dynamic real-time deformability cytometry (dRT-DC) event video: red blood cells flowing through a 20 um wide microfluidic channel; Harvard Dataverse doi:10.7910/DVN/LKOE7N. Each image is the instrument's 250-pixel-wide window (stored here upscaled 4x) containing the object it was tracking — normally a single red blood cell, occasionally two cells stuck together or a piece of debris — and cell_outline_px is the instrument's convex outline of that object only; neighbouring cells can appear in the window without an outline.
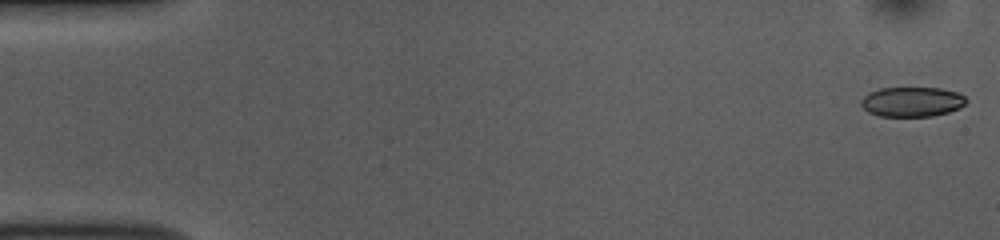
{"species": "common noctule bat (a hibernating species)", "species_latin": "Nyctalus noctula", "temperature_condition": "room temperature", "stored_images_in_passage": 52, "camera_frame_rate_fps": 3000, "um_per_image_px": 0.085, "animal": {"sex": "female", "body_mass_g": 10.0, "forearm_length_mm": 53.1}, "frame": {"image": 1, "passage_image": 1, "time_ms": 0.0, "image_size_px": [1000, 240], "cell_outline_px": [[968, 100], [960, 108], [948, 112], [932, 116], [880, 116], [868, 112], [860, 104], [860, 100], [868, 92], [880, 88], [940, 88], [956, 92], [964, 96]], "centroid_in_image_um": [77.5, 8.65], "position_along_channel_um": 7.5, "area_um2": 18.26}}
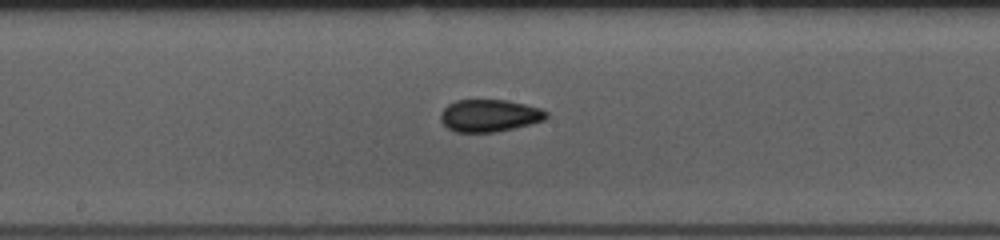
{"frame": {"image": 2, "passage_image": 27, "time_ms": 8.667, "image_size_px": [1000, 240], "cell_outline_px": [[548, 116], [544, 120], [496, 132], [456, 132], [448, 128], [440, 120], [440, 116], [444, 108], [448, 104], [456, 100], [508, 100], [540, 108], [548, 112]], "centroid_in_image_um": [41.59, 9.82], "position_along_channel_um": 206.6, "area_um2": 19.77}}
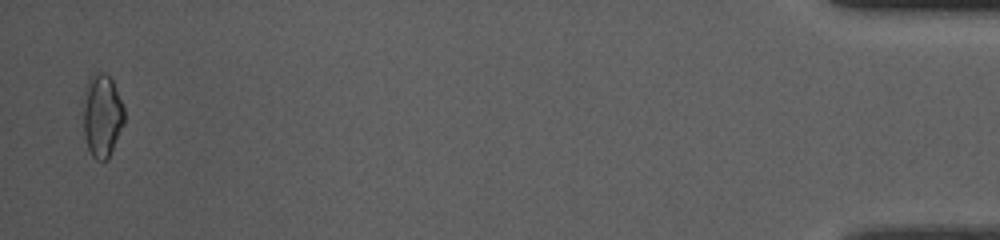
{"frame": {"image": 3, "passage_image": 51, "time_ms": 16.667, "image_size_px": [1000, 240], "cell_outline_px": [[124, 124], [108, 160], [96, 160], [92, 156], [88, 148], [84, 136], [84, 88], [92, 72], [104, 72], [112, 80], [124, 108]], "centroid_in_image_um": [8.67, 9.82], "position_along_channel_um": 426.5, "area_um2": 19.94}, "authors_computed_cell_mechanics": {"area_um2": 19.363, "velocity_mm_per_s": 3.844, "shape_relaxation_time_tau1_ms": null, "shape_relaxation_time_tau2_ms": 2.6427, "deformation_change_tau1": null, "deformation_change_tau2": 0.072}}